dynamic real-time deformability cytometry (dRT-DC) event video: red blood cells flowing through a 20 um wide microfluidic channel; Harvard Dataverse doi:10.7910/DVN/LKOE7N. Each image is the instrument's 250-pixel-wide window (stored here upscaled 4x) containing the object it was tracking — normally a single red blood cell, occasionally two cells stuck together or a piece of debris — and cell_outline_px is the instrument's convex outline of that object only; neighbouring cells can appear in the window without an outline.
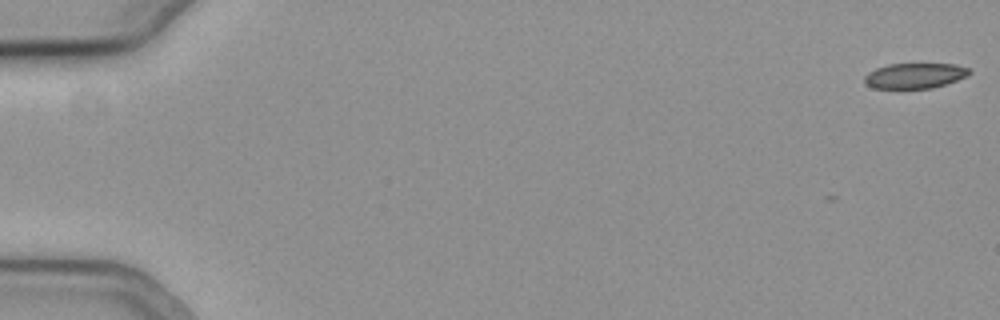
{"species": "common noctule bat (a hibernating species)", "species_latin": "Nyctalus noctula", "temperature_condition": "cold", "stored_images_in_passage": 6, "camera_frame_rate_fps": 3000, "um_per_image_px": 0.085, "animal": {"sex": "female", "body_mass_g": 19.3, "forearm_length_mm": 54.1}, "frame": {"image": 1, "passage_image": 1, "time_ms": 0.0, "image_size_px": [1000, 320], "cell_outline_px": [[972, 72], [968, 76], [932, 88], [872, 88], [864, 80], [864, 76], [868, 72], [876, 68], [888, 64], [956, 64], [972, 68]], "centroid_in_image_um": [77.8, 6.42], "position_along_channel_um": 7.2, "area_um2": 15.49}}